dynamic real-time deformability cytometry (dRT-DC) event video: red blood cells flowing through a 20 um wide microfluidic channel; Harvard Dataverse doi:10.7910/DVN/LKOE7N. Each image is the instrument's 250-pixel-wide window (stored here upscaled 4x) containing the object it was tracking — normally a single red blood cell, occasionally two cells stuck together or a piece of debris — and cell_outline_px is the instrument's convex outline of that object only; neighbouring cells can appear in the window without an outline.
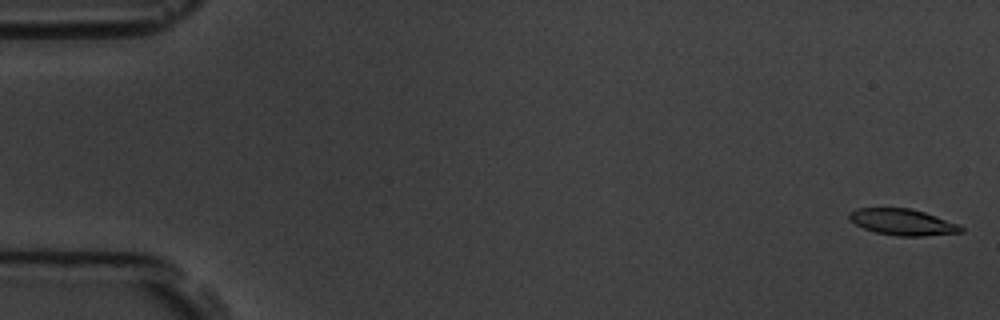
{"species": "common noctule bat (a hibernating species)", "species_latin": "Nyctalus noctula", "temperature_condition": "room temperature", "stored_images_in_passage": 7, "camera_frame_rate_fps": 3000, "um_per_image_px": 0.085, "animal": {"sex": "male", "body_mass_g": 19.5, "forearm_length_mm": 54.6}, "frame": {"image": 1, "passage_image": 1, "time_ms": 0.0, "image_size_px": [1000, 320], "cell_outline_px": [[964, 232], [924, 236], [896, 236], [876, 232], [864, 228], [856, 224], [848, 216], [848, 212], [856, 208], [912, 208], [960, 224], [964, 228]], "centroid_in_image_um": [76.76, 18.87], "position_along_channel_um": 8.2, "area_um2": 17.17}}
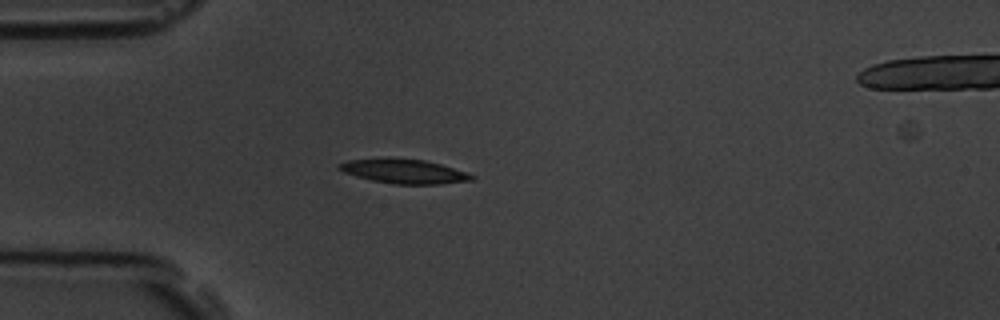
{"frame": {"image": 2, "passage_image": 5, "time_ms": 4.667, "image_size_px": [1000, 320], "cell_outline_px": [[476, 176], [472, 180], [440, 184], [396, 184], [372, 180], [356, 176], [344, 172], [336, 168], [340, 164], [348, 160], [388, 156], [424, 160], [440, 164], [468, 172]], "centroid_in_image_um": [34.33, 14.53], "position_along_channel_um": 50.7, "area_um2": 19.07}}
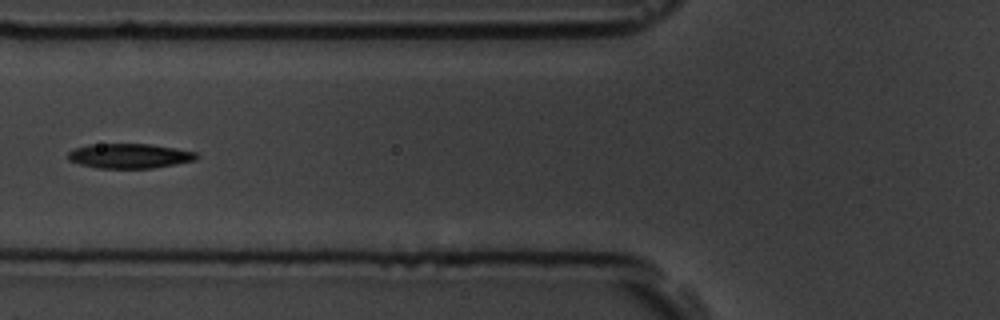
{"frame": {"image": 3, "passage_image": 7, "time_ms": 6.667, "image_size_px": [1000, 320], "cell_outline_px": [[200, 156], [196, 160], [176, 164], [152, 168], [96, 168], [80, 164], [68, 160], [68, 152], [76, 148], [88, 144], [152, 144], [176, 148], [196, 152]], "centroid_in_image_um": [11.03, 13.25], "position_along_channel_um": 114.8, "area_um2": 18.61}}